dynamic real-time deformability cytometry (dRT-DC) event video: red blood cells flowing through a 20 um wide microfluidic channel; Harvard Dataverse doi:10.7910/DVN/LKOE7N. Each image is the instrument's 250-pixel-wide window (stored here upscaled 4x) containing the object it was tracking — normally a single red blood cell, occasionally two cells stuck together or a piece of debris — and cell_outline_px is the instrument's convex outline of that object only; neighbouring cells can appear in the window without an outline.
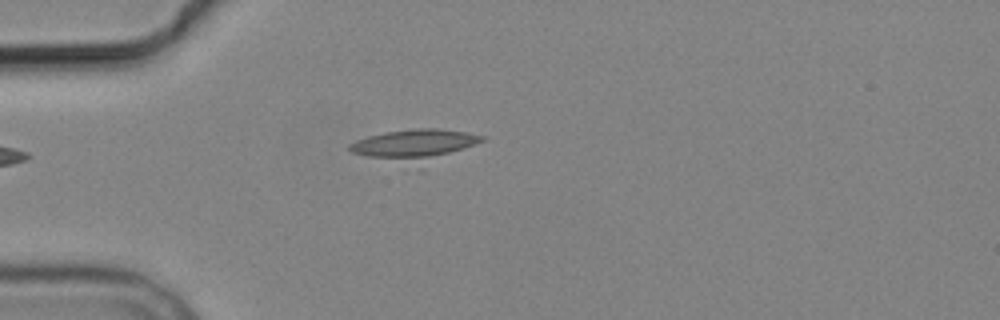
{"species": "common noctule bat (a hibernating species)", "species_latin": "Nyctalus noctula", "temperature_condition": "cold", "stored_images_in_passage": 5, "camera_frame_rate_fps": 3000, "um_per_image_px": 0.085, "animal": {"sex": "male", "body_mass_g": 19.2, "forearm_length_mm": 51.8}, "frame": {"image": 1, "passage_image": 5, "time_ms": 4.333, "image_size_px": [1000, 320], "cell_outline_px": [[488, 136], [484, 140], [420, 172], [352, 152], [348, 148], [348, 144], [356, 140], [368, 136], [384, 132], [416, 128], [440, 128], [468, 132]], "centroid_in_image_um": [35.31, 12.44], "position_along_channel_um": 49.7, "area_um2": 26.47}}